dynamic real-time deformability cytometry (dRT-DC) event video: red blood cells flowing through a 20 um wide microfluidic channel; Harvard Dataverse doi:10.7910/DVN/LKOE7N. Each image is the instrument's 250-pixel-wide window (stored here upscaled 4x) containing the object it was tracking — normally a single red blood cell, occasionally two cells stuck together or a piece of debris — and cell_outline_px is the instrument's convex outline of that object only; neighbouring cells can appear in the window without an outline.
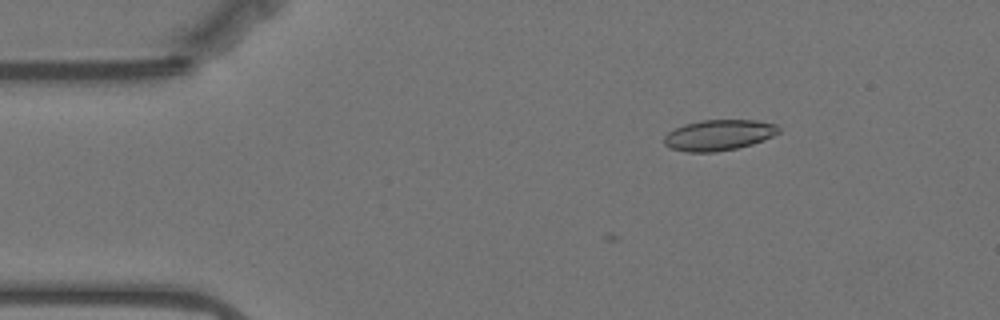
{"species": "Egyptian fruit bat (a non-hibernating species)", "species_latin": "Rousettus aegyptiacus", "temperature_condition": "warm", "stored_images_in_passage": 7, "camera_frame_rate_fps": 3000, "um_per_image_px": 0.085, "animal": {"sex": "female"}, "frame": {"image": 1, "passage_image": 3, "time_ms": 0.667, "image_size_px": [1000, 320], "cell_outline_px": [[780, 132], [764, 140], [752, 144], [736, 148], [716, 152], [688, 152], [672, 148], [664, 144], [664, 136], [668, 132], [684, 124], [700, 120], [756, 120], [776, 124], [780, 128]], "centroid_in_image_um": [61.11, 11.47], "position_along_channel_um": 23.9, "area_um2": 20.52}}